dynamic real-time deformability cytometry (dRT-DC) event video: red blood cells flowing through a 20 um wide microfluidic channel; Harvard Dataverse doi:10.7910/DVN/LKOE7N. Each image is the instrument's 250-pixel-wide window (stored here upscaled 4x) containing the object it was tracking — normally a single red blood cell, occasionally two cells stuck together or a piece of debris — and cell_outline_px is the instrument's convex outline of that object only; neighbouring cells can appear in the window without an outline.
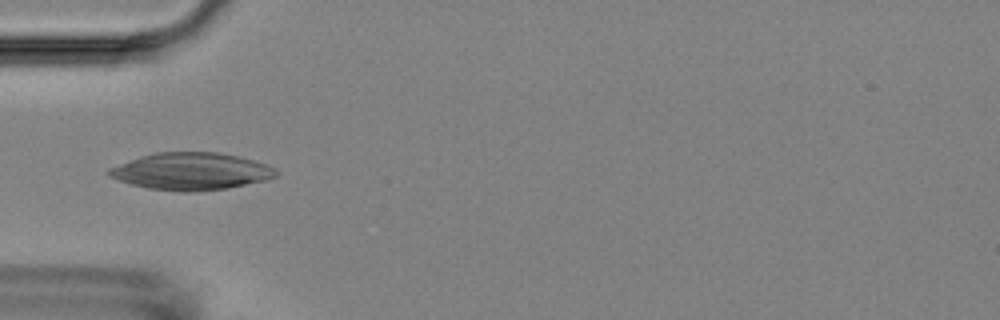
{"species": "Egyptian fruit bat (a non-hibernating species)", "species_latin": "Rousettus aegyptiacus", "temperature_condition": "room temperature", "stored_images_in_passage": 13, "camera_frame_rate_fps": 3000, "um_per_image_px": 0.085, "animal": {"sex": "female"}, "frame": {"image": 1, "passage_image": 1, "time_ms": 0.0, "image_size_px": [1000, 320], "cell_outline_px": [[280, 172], [276, 176], [264, 180], [228, 188], [196, 192], [180, 192], [148, 188], [132, 184], [108, 176], [104, 172], [108, 168], [140, 156], [156, 152], [216, 152], [236, 156], [252, 160], [276, 168]], "centroid_in_image_um": [16.21, 14.57], "position_along_channel_um": 68.8, "area_um2": 36.18}}
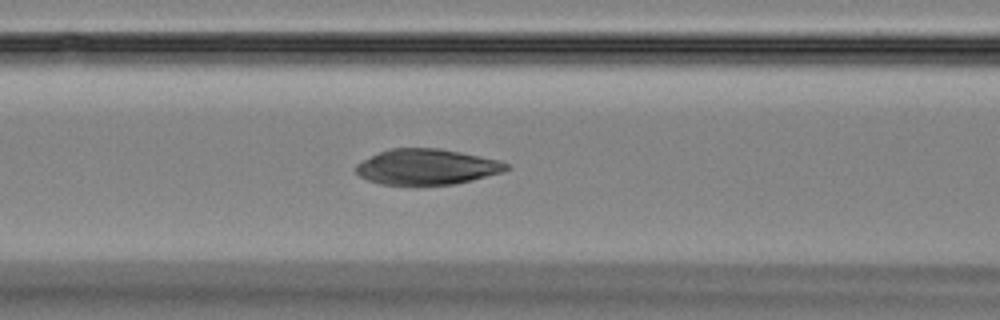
{"frame": {"image": 2, "passage_image": 6, "time_ms": 1.667, "image_size_px": [1000, 320], "cell_outline_px": [[512, 168], [504, 172], [472, 180], [452, 184], [416, 188], [380, 184], [368, 180], [360, 176], [356, 172], [356, 164], [380, 152], [392, 148], [440, 148], [500, 160], [508, 164]], "centroid_in_image_um": [36.29, 14.23], "position_along_channel_um": 130.3, "area_um2": 32.02}}